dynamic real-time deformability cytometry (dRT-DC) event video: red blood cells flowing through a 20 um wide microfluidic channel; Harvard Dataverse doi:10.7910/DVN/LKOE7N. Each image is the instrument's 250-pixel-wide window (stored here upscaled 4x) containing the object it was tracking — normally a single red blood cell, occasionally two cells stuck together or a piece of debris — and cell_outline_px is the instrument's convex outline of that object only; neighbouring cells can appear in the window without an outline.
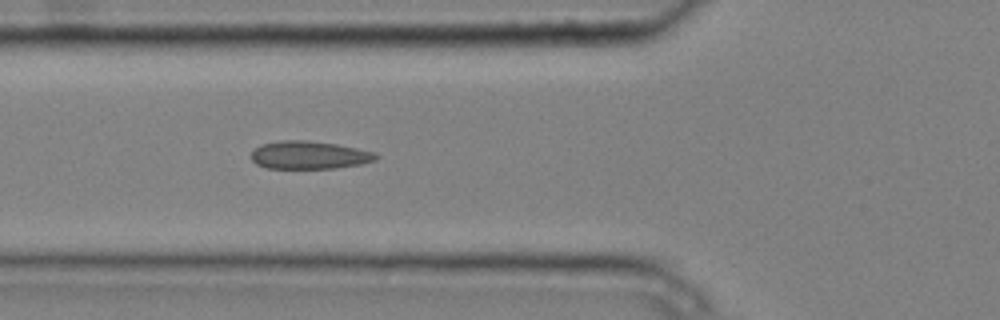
{"species": "common noctule bat (a hibernating species)", "species_latin": "Nyctalus noctula", "temperature_condition": "cold", "stored_images_in_passage": 5, "camera_frame_rate_fps": 3000, "um_per_image_px": 0.085, "animal": {"sex": "male", "body_mass_g": 20.4}, "frame": {"image": 1, "passage_image": 5, "time_ms": 1.333, "image_size_px": [1000, 320], "cell_outline_px": [[380, 156], [376, 160], [360, 164], [336, 168], [268, 168], [256, 164], [252, 160], [252, 152], [260, 144], [280, 140], [308, 140], [336, 144], [376, 152]], "centroid_in_image_um": [26.3, 13.17], "position_along_channel_um": 99.5, "area_um2": 20.35}}